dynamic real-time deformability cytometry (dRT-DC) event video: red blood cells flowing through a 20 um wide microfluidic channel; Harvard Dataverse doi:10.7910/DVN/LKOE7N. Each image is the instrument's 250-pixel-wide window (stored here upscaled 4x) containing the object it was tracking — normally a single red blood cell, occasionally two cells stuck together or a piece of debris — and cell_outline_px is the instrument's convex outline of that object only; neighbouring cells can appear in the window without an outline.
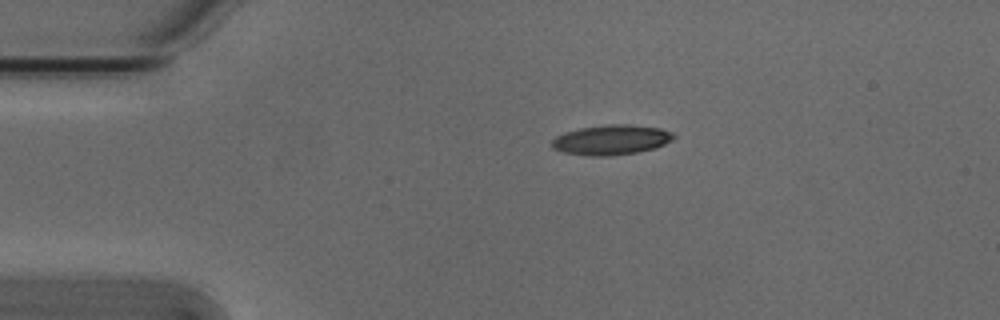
{"species": "Egyptian fruit bat (a non-hibernating species)", "species_latin": "Rousettus aegyptiacus", "temperature_condition": "cold", "stored_images_in_passage": 44, "camera_frame_rate_fps": 3000, "um_per_image_px": 0.085, "animal": {"sex": "male"}, "frame": {"image": 1, "passage_image": 1, "time_ms": 0.0, "image_size_px": [1000, 320], "cell_outline_px": [[676, 136], [672, 140], [656, 148], [636, 152], [612, 156], [592, 156], [564, 152], [552, 148], [552, 140], [556, 136], [564, 132], [580, 128], [608, 124], [628, 124], [660, 128], [672, 132]], "centroid_in_image_um": [51.97, 11.88], "position_along_channel_um": 33.0, "area_um2": 21.27}}
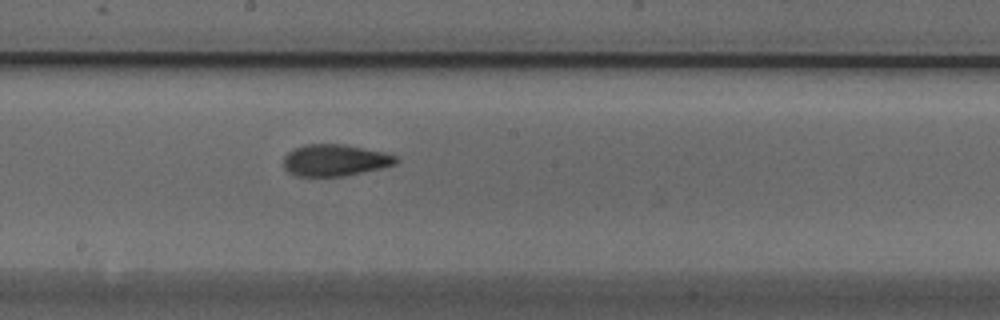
{"frame": {"image": 2, "passage_image": 19, "time_ms": 6.0, "image_size_px": [1000, 320], "cell_outline_px": [[400, 160], [396, 164], [380, 168], [344, 176], [296, 176], [288, 172], [284, 168], [284, 156], [292, 148], [304, 144], [344, 144], [384, 152], [396, 156]], "centroid_in_image_um": [28.45, 13.61], "position_along_channel_um": 219.8, "area_um2": 20.87}}
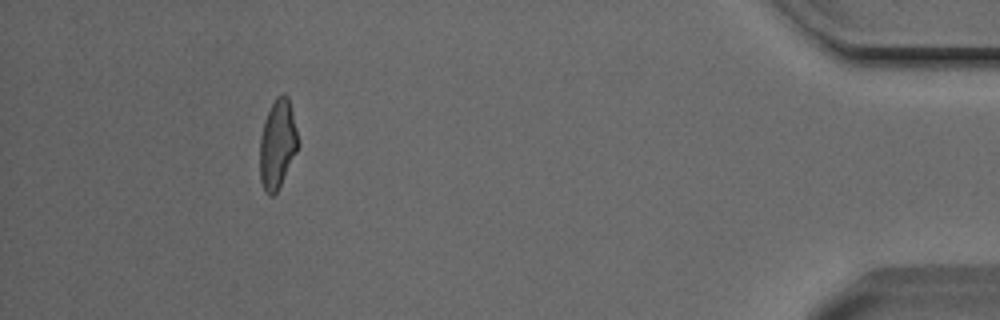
{"frame": {"image": 3, "passage_image": 39, "time_ms": 12.667, "image_size_px": [1000, 320], "cell_outline_px": [[300, 144], [276, 192], [272, 196], [268, 196], [264, 192], [260, 180], [260, 136], [264, 120], [276, 96], [288, 96]], "centroid_in_image_um": [23.57, 12.28], "position_along_channel_um": 411.6, "area_um2": 19.59}, "authors_computed_cell_mechanics": {"area_um2": 20.4034, "velocity_mm_per_s": 3.8365, "shape_relaxation_time_tau1_ms": 4.8319, "shape_relaxation_time_tau2_ms": 2.6582, "deformation_change_tau1": 0.1871, "deformation_change_tau2": 0.1044}}